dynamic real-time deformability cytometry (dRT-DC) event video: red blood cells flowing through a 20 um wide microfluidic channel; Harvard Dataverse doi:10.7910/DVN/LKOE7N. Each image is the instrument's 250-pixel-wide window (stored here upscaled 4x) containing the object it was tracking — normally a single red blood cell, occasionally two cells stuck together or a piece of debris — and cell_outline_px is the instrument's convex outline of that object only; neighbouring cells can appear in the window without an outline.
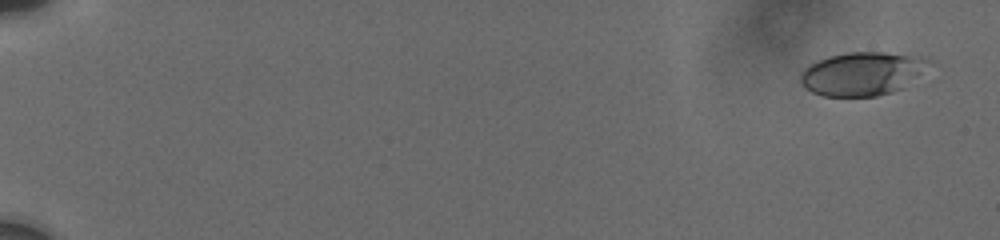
{"species": "human", "species_latin": "Homo sapiens", "temperature_condition": "cold", "stored_images_in_passage": 22, "camera_frame_rate_fps": 3000, "um_per_image_px": 0.085, "donor": {"sex": "male"}, "frame": {"image": 1, "passage_image": 1, "time_ms": 0.0, "image_size_px": [1000, 240], "cell_outline_px": [[932, 60], [904, 88], [892, 92], [876, 96], [824, 96], [812, 92], [804, 88], [800, 80], [800, 72], [804, 68], [816, 60], [828, 56], [848, 52], [884, 52], [920, 56]], "centroid_in_image_um": [73.23, 6.26], "position_along_channel_um": 11.8, "area_um2": 32.48}}
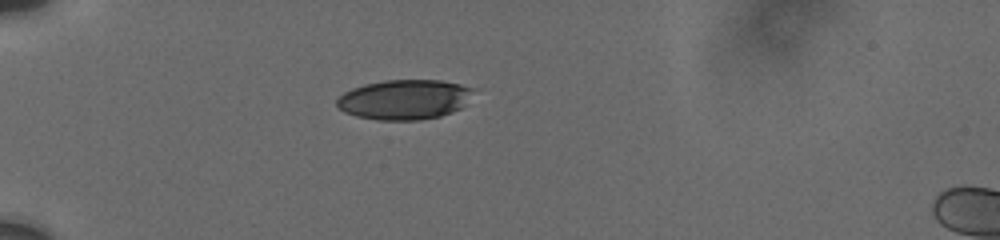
{"frame": {"image": 2, "passage_image": 17, "time_ms": 5.333, "image_size_px": [1000, 240], "cell_outline_px": [[476, 88], [464, 104], [460, 108], [452, 112], [440, 116], [420, 120], [380, 120], [356, 116], [344, 112], [336, 104], [336, 100], [344, 92], [352, 88], [364, 84], [384, 80], [440, 80], [460, 84]], "centroid_in_image_um": [34.37, 8.45], "position_along_channel_um": 50.6, "area_um2": 31.73}}
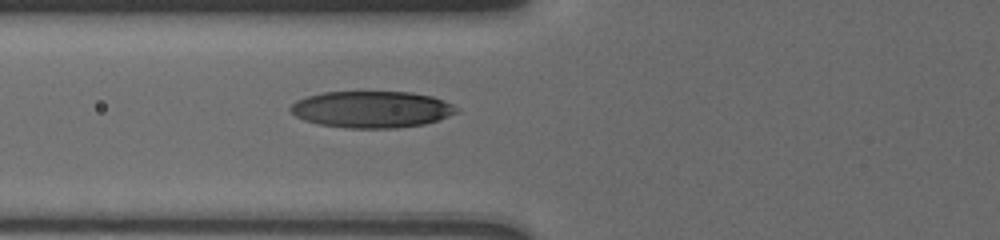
{"frame": {"image": 3, "passage_image": 22, "time_ms": 7.333, "image_size_px": [1000, 240], "cell_outline_px": [[460, 112], [424, 124], [396, 128], [348, 128], [320, 124], [304, 120], [296, 116], [288, 108], [296, 100], [308, 96], [324, 92], [412, 92], [432, 96], [444, 100], [460, 108]], "centroid_in_image_um": [31.62, 9.29], "position_along_channel_um": 94.2, "area_um2": 35.49}}